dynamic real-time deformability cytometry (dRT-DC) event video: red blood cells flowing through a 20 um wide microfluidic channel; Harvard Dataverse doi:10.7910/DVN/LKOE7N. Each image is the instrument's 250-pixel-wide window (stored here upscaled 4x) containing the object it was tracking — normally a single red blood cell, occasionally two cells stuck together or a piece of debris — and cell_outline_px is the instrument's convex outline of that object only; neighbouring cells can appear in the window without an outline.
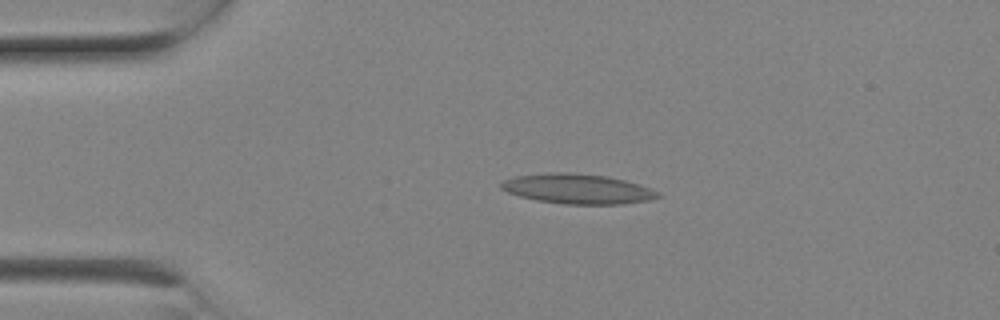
{"species": "Egyptian fruit bat (a non-hibernating species)", "species_latin": "Rousettus aegyptiacus", "temperature_condition": "room temperature", "stored_images_in_passage": 8, "camera_frame_rate_fps": 3000, "um_per_image_px": 0.085, "animal": {"sex": "female"}, "frame": {"image": 1, "passage_image": 4, "time_ms": 1.0, "image_size_px": [1000, 320], "cell_outline_px": [[660, 196], [648, 200], [620, 204], [564, 204], [536, 200], [520, 196], [508, 192], [500, 188], [500, 184], [504, 180], [516, 176], [548, 172], [568, 172], [608, 176], [640, 184], [660, 192]], "centroid_in_image_um": [49.09, 16.04], "position_along_channel_um": 35.9, "area_um2": 27.28}}
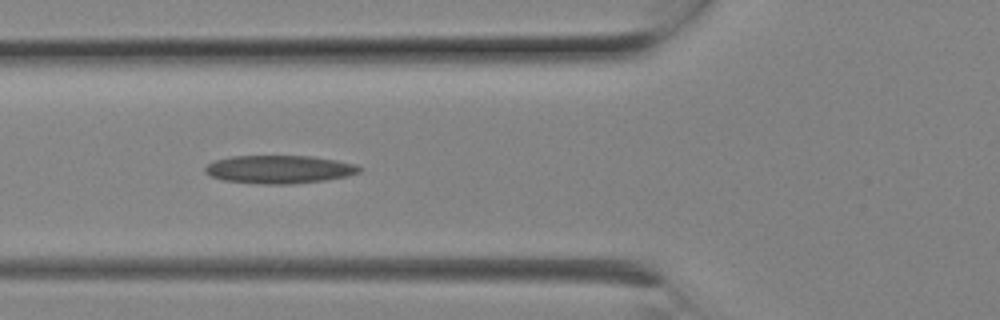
{"frame": {"image": 2, "passage_image": 7, "time_ms": 2.0, "image_size_px": [1000, 320], "cell_outline_px": [[364, 168], [360, 172], [348, 176], [324, 180], [292, 184], [260, 184], [224, 180], [212, 176], [204, 172], [204, 168], [212, 160], [228, 156], [312, 156], [336, 160], [356, 164]], "centroid_in_image_um": [23.74, 14.39], "position_along_channel_um": 102.1, "area_um2": 25.49}}
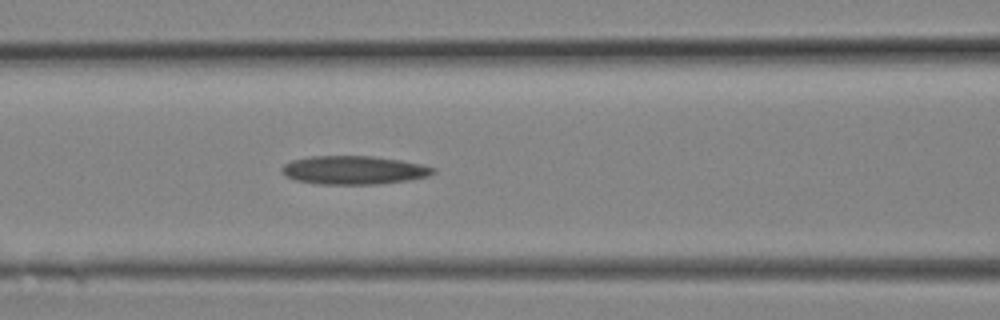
{"frame": {"image": 3, "passage_image": 8, "time_ms": 2.333, "image_size_px": [1000, 320], "cell_outline_px": [[436, 172], [428, 176], [408, 180], [380, 184], [320, 184], [296, 180], [284, 176], [280, 172], [280, 168], [284, 164], [292, 160], [308, 156], [372, 156], [400, 160], [420, 164], [436, 168]], "centroid_in_image_um": [30.04, 14.46], "position_along_channel_um": 136.6, "area_um2": 25.26}}